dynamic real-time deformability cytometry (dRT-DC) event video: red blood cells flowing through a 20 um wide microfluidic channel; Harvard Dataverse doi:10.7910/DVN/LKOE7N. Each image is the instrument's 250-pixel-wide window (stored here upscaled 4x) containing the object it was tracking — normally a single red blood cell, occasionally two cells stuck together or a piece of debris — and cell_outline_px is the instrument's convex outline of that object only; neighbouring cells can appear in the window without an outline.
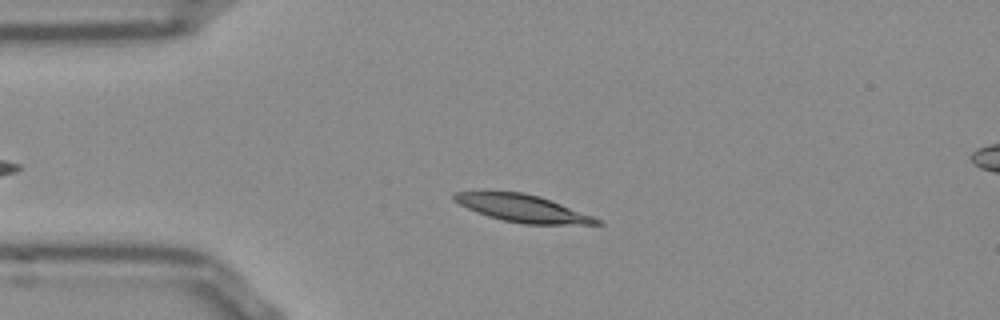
{"species": "Egyptian fruit bat (a non-hibernating species)", "species_latin": "Rousettus aegyptiacus", "temperature_condition": "room temperature", "stored_images_in_passage": 44, "camera_frame_rate_fps": 3000, "um_per_image_px": 0.085, "frame": {"image": 1, "passage_image": 8, "time_ms": 2.333, "image_size_px": [1000, 320], "cell_outline_px": [[604, 224], [524, 224], [504, 220], [488, 216], [476, 212], [452, 200], [452, 192], [524, 192], [540, 196], [592, 216], [600, 220]], "centroid_in_image_um": [44.39, 17.7], "position_along_channel_um": 40.6, "area_um2": 22.31}}
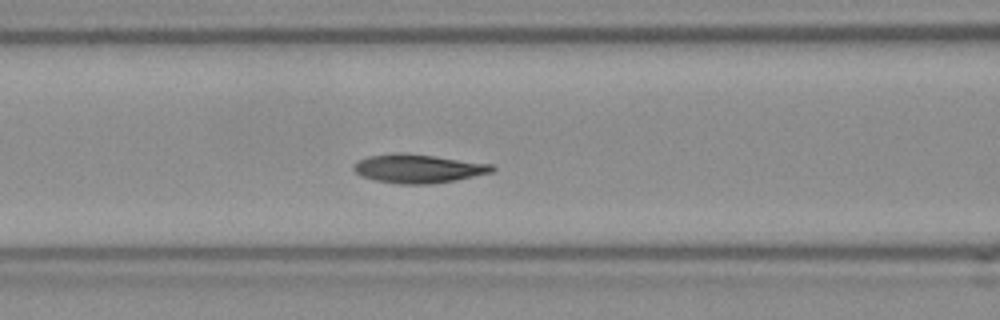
{"frame": {"image": 2, "passage_image": 17, "time_ms": 5.333, "image_size_px": [1000, 320], "cell_outline_px": [[496, 168], [492, 172], [456, 180], [432, 184], [400, 184], [376, 180], [360, 176], [352, 168], [352, 164], [356, 160], [368, 156], [392, 152], [404, 152], [492, 164]], "centroid_in_image_um": [35.48, 14.32], "position_along_channel_um": 131.1, "area_um2": 23.35}}
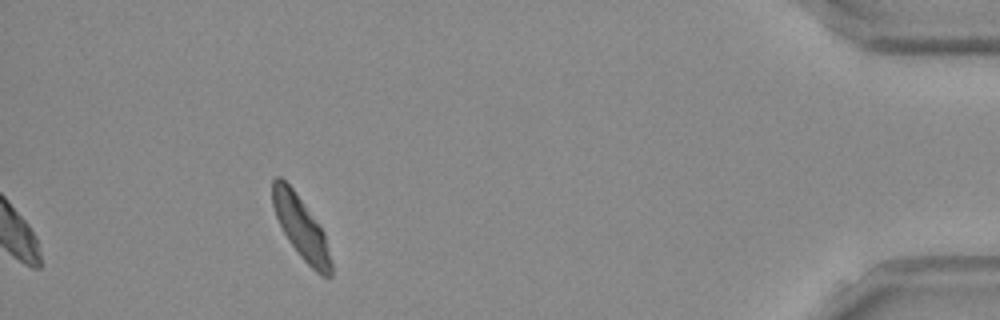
{"frame": {"image": 3, "passage_image": 44, "time_ms": 14.333, "image_size_px": [1000, 320], "cell_outline_px": [[332, 276], [320, 276], [300, 256], [288, 240], [276, 216], [272, 204], [272, 180], [276, 176], [280, 176], [292, 188], [324, 232], [332, 264]], "centroid_in_image_um": [25.58, 19.36], "position_along_channel_um": 409.6, "area_um2": 20.81}, "authors_computed_cell_mechanics": {"area_um2": 22.4553, "velocity_mm_per_s": 3.7876, "shape_relaxation_time_tau1_ms": 3.0978, "shape_relaxation_time_tau2_ms": 2.6189, "deformation_change_tau1": 0.1396, "deformation_change_tau2": 0.0617}}